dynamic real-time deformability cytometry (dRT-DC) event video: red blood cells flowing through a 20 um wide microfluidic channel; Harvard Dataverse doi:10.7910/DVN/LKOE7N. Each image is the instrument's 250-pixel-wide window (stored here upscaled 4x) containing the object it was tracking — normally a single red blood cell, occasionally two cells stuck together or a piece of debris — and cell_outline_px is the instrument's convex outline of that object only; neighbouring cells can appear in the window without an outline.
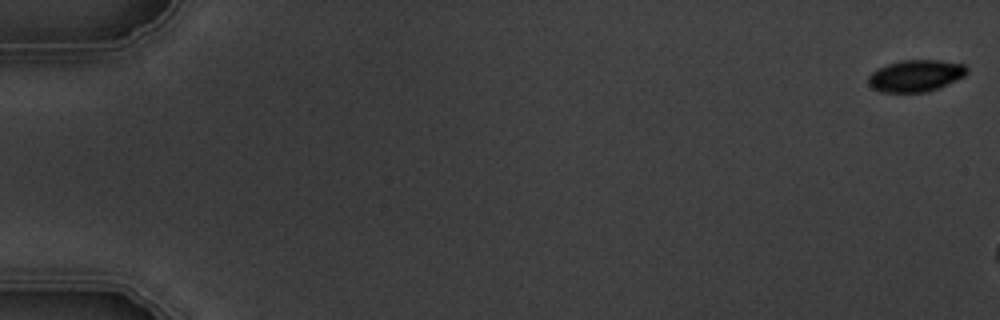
{"species": "common noctule bat (a hibernating species)", "species_latin": "Nyctalus noctula", "temperature_condition": "warm", "stored_images_in_passage": 3, "camera_frame_rate_fps": 3000, "um_per_image_px": 0.085, "animal": {"sex": "male", "body_mass_g": 19.5, "forearm_length_mm": 54.6}, "frame": {"image": 1, "passage_image": 1, "time_ms": 0.0, "image_size_px": [1000, 320], "cell_outline_px": [[968, 72], [964, 76], [928, 92], [880, 92], [872, 88], [868, 84], [868, 76], [876, 68], [900, 60], [940, 60], [964, 64], [968, 68]], "centroid_in_image_um": [77.81, 6.43], "position_along_channel_um": 7.2, "area_um2": 18.32}}